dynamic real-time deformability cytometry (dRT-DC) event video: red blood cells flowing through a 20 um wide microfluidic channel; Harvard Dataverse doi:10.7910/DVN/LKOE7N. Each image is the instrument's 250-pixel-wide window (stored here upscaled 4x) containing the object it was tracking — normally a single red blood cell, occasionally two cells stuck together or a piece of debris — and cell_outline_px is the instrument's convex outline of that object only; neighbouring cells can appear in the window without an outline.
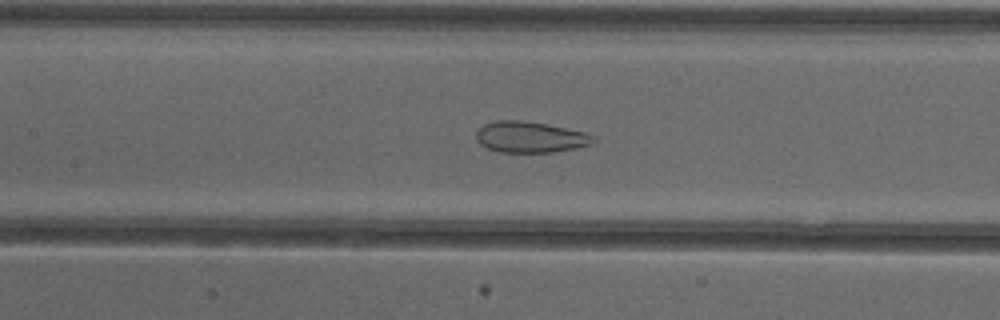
{"species": "common noctule bat (a hibernating species)", "species_latin": "Nyctalus noctula", "temperature_condition": "cold", "stored_images_in_passage": 53, "camera_frame_rate_fps": 3000, "um_per_image_px": 0.085, "animal": {"sex": "female"}, "frame": {"image": 1, "passage_image": 25, "time_ms": 8.0, "image_size_px": [1000, 320], "cell_outline_px": [[596, 140], [592, 144], [576, 148], [552, 152], [500, 152], [488, 148], [480, 144], [476, 140], [476, 132], [484, 124], [496, 120], [520, 120], [544, 124], [588, 132], [596, 136]], "centroid_in_image_um": [45.1, 11.65], "position_along_channel_um": 162.3, "area_um2": 21.27}}
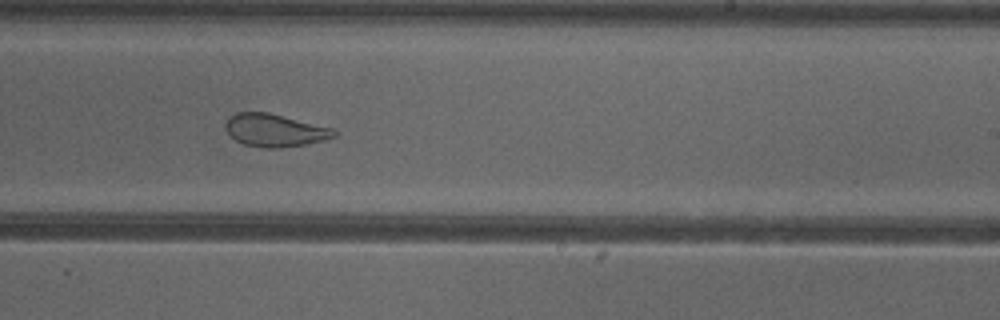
{"frame": {"image": 2, "passage_image": 33, "time_ms": 10.667, "image_size_px": [1000, 320], "cell_outline_px": [[340, 132], [336, 136], [324, 140], [304, 144], [280, 148], [264, 148], [244, 144], [236, 140], [224, 128], [224, 124], [236, 112], [268, 112], [332, 128]], "centroid_in_image_um": [23.37, 11.08], "position_along_channel_um": 265.6, "area_um2": 20.58}}
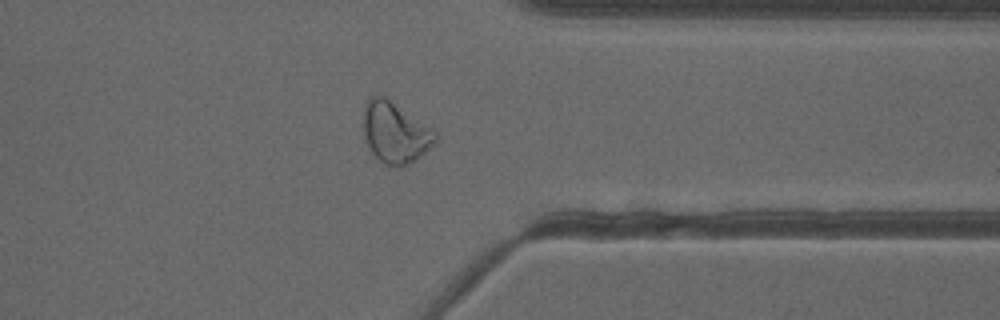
{"frame": {"image": 3, "passage_image": 42, "time_ms": 13.667, "image_size_px": [1000, 320], "cell_outline_px": [[436, 140], [416, 160], [400, 168], [396, 168], [384, 164], [372, 152], [364, 136], [364, 104], [372, 96], [384, 96], [432, 128], [436, 132]], "centroid_in_image_um": [33.58, 11.28], "position_along_channel_um": 377.8, "area_um2": 25.2}, "authors_computed_cell_mechanics": {"area_um2": 27.9174, "velocity_mm_per_s": 3.8881, "shape_relaxation_time_tau1_ms": null, "shape_relaxation_time_tau2_ms": 1.2257, "deformation_change_tau1": null, "deformation_change_tau2": 0.0792}}